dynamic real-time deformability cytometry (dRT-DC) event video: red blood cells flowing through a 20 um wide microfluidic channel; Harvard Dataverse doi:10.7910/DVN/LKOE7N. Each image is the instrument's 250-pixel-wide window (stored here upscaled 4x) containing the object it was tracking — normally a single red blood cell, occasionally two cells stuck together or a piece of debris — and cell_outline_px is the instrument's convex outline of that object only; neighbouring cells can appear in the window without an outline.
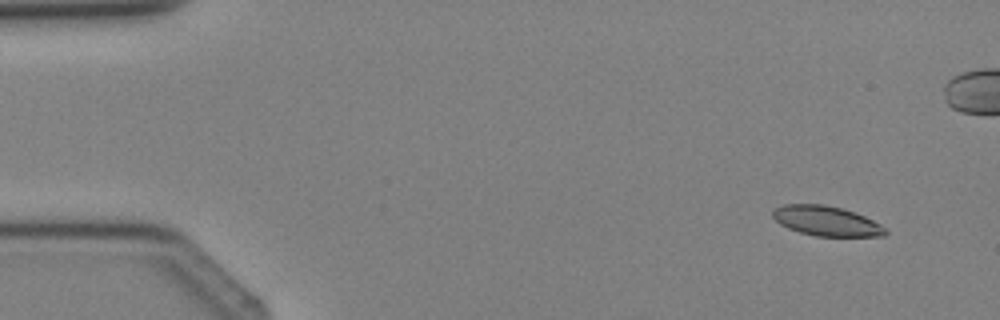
{"species": "Egyptian fruit bat (a non-hibernating species)", "species_latin": "Rousettus aegyptiacus", "temperature_condition": "cold", "stored_images_in_passage": 4, "segment_of_instrument_passage": [1, 2], "camera_frame_rate_fps": 3000, "um_per_image_px": 0.085, "animal": {"sex": "female"}, "frame": {"image": 1, "passage_image": 1, "time_ms": 0.0, "image_size_px": [1000, 320], "cell_outline_px": [[888, 232], [884, 236], [816, 236], [800, 232], [788, 228], [780, 224], [772, 216], [772, 208], [784, 204], [824, 204], [844, 208], [856, 212], [880, 224]], "centroid_in_image_um": [70.22, 18.77], "position_along_channel_um": 14.8, "area_um2": 19.71}}